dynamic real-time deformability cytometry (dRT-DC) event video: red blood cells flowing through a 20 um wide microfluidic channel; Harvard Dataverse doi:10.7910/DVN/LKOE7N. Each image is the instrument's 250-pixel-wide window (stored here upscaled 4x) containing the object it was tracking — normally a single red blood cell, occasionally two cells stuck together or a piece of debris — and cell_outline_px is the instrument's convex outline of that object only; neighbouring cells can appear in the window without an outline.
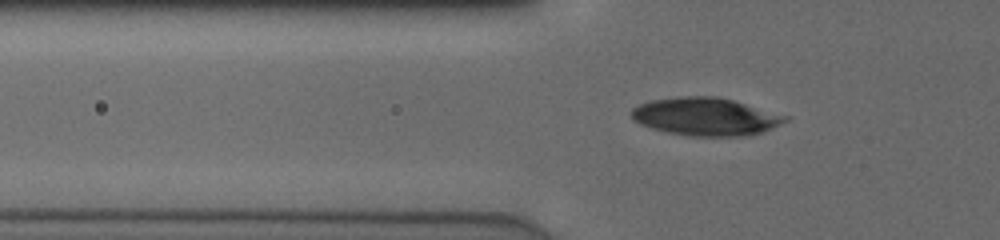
{"species": "human", "species_latin": "Homo sapiens", "temperature_condition": "cold", "stored_images_in_passage": 56, "camera_frame_rate_fps": 3000, "um_per_image_px": 0.085, "donor": {"sex": "male"}, "frame": {"image": 1, "passage_image": 21, "time_ms": 6.667, "image_size_px": [1000, 240], "cell_outline_px": [[788, 120], [780, 124], [760, 132], [740, 136], [688, 136], [668, 132], [652, 128], [640, 124], [632, 120], [632, 108], [640, 104], [652, 100], [680, 96], [716, 96], [732, 100], [788, 116]], "centroid_in_image_um": [59.94, 9.91], "position_along_channel_um": 65.9, "area_um2": 33.58}}
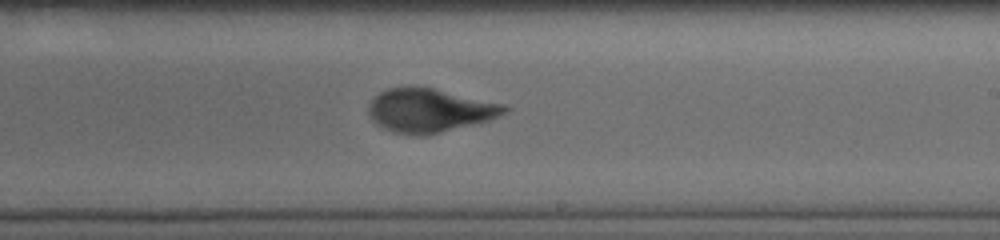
{"frame": {"image": 2, "passage_image": 36, "time_ms": 11.667, "image_size_px": [1000, 240], "cell_outline_px": [[512, 108], [508, 112], [488, 120], [476, 124], [428, 136], [416, 136], [392, 132], [376, 124], [372, 120], [368, 112], [368, 104], [380, 92], [388, 88], [412, 84], [432, 88], [504, 104]], "centroid_in_image_um": [36.5, 9.39], "position_along_channel_um": 252.5, "area_um2": 35.2}}
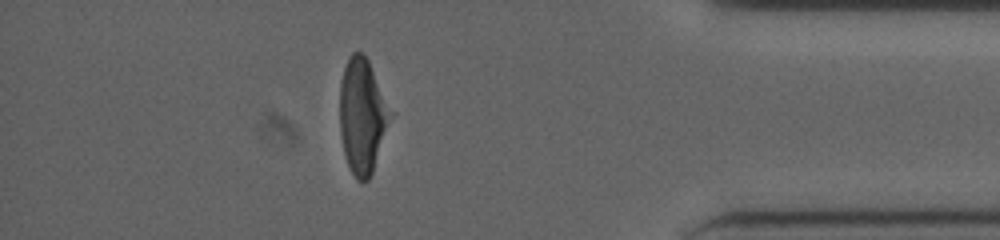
{"frame": {"image": 3, "passage_image": 50, "time_ms": 16.333, "image_size_px": [1000, 240], "cell_outline_px": [[396, 112], [372, 172], [368, 180], [356, 180], [348, 164], [344, 152], [340, 132], [340, 84], [344, 68], [348, 56], [352, 52], [364, 52]], "centroid_in_image_um": [30.87, 9.8], "position_along_channel_um": 404.3, "area_um2": 34.91}}